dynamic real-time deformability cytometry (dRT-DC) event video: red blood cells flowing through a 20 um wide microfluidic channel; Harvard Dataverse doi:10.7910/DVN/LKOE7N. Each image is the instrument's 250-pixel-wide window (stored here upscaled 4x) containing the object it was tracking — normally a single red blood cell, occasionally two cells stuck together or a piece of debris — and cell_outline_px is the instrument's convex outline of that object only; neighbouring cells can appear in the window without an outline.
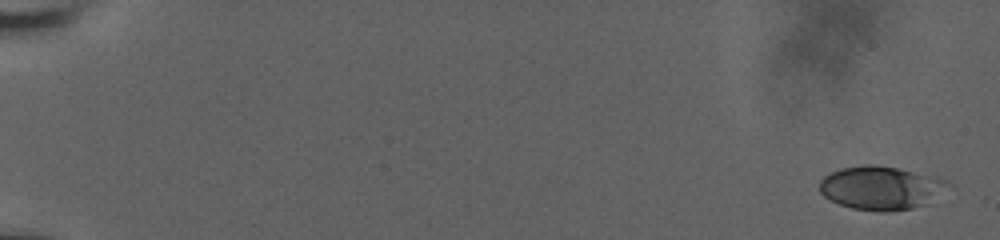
{"species": "human", "species_latin": "Homo sapiens", "temperature_condition": "room temperature", "stored_images_in_passage": 13, "camera_frame_rate_fps": 3000, "um_per_image_px": 0.085, "donor": {"sex": "male"}, "frame": {"image": 1, "passage_image": 1, "time_ms": 0.0, "image_size_px": [1000, 240], "cell_outline_px": [[948, 184], [928, 204], [912, 208], [852, 208], [840, 204], [824, 196], [820, 192], [820, 180], [824, 176], [840, 168], [868, 164], [872, 164], [896, 168], [940, 176], [948, 180]], "centroid_in_image_um": [74.87, 15.91], "position_along_channel_um": 10.1, "area_um2": 31.5}}
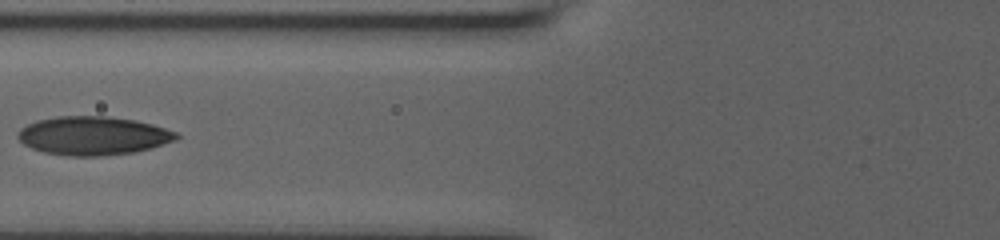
{"frame": {"image": 2, "passage_image": 10, "time_ms": 8.333, "image_size_px": [1000, 240], "cell_outline_px": [[180, 136], [176, 140], [148, 148], [132, 152], [100, 156], [68, 156], [44, 152], [32, 148], [24, 144], [16, 136], [16, 132], [20, 128], [36, 120], [56, 116], [104, 116], [132, 120], [152, 124], [176, 132]], "centroid_in_image_um": [7.86, 11.53], "position_along_channel_um": 117.9, "area_um2": 35.43}}
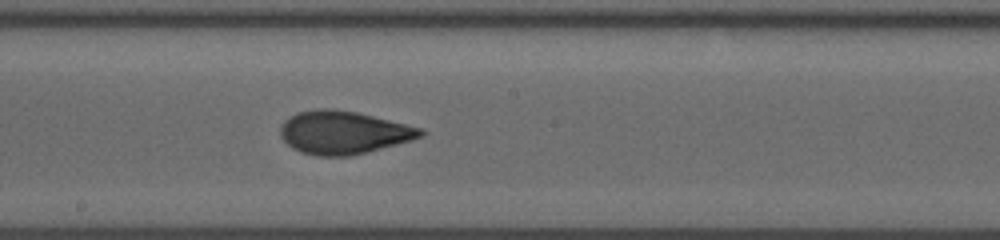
{"frame": {"image": 3, "passage_image": 13, "time_ms": 11.0, "image_size_px": [1000, 240], "cell_outline_px": [[424, 136], [412, 140], [348, 156], [316, 156], [300, 152], [292, 148], [280, 136], [280, 128], [284, 120], [288, 116], [296, 112], [316, 108], [328, 108], [356, 112], [424, 128]], "centroid_in_image_um": [29.16, 11.25], "position_along_channel_um": 219.0, "area_um2": 35.2}}